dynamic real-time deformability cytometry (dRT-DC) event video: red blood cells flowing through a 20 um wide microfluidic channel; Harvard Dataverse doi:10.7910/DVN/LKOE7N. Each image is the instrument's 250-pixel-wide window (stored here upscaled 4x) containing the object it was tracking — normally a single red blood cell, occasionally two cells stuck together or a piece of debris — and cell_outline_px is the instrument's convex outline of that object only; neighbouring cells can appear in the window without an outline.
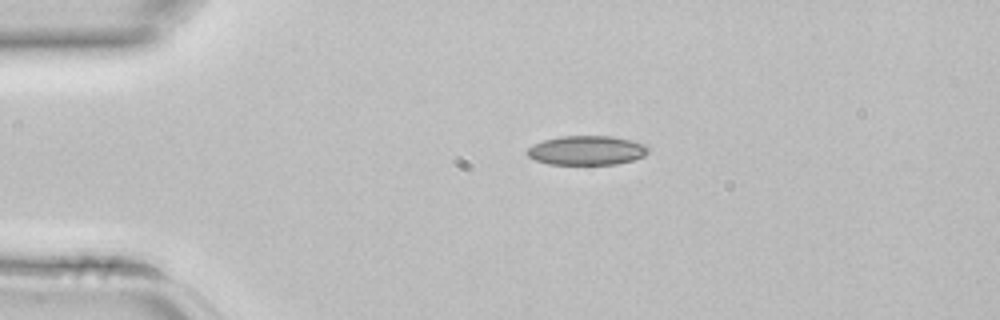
{"species": "common noctule bat (a hibernating species)", "species_latin": "Nyctalus noctula", "temperature_condition": "room temperature", "stored_images_in_passage": 4, "camera_frame_rate_fps": 3000, "um_per_image_px": 0.085, "animal": {"sex": "female", "body_mass_g": 22.7, "forearm_length_mm": 54.2}, "frame": {"image": 1, "passage_image": 2, "time_ms": 0.333, "image_size_px": [1000, 320], "cell_outline_px": [[648, 152], [644, 156], [632, 160], [616, 164], [548, 164], [536, 160], [528, 156], [524, 152], [532, 144], [544, 140], [560, 136], [612, 136], [644, 144], [648, 148]], "centroid_in_image_um": [49.82, 12.78], "position_along_channel_um": 35.2, "area_um2": 20.58}}